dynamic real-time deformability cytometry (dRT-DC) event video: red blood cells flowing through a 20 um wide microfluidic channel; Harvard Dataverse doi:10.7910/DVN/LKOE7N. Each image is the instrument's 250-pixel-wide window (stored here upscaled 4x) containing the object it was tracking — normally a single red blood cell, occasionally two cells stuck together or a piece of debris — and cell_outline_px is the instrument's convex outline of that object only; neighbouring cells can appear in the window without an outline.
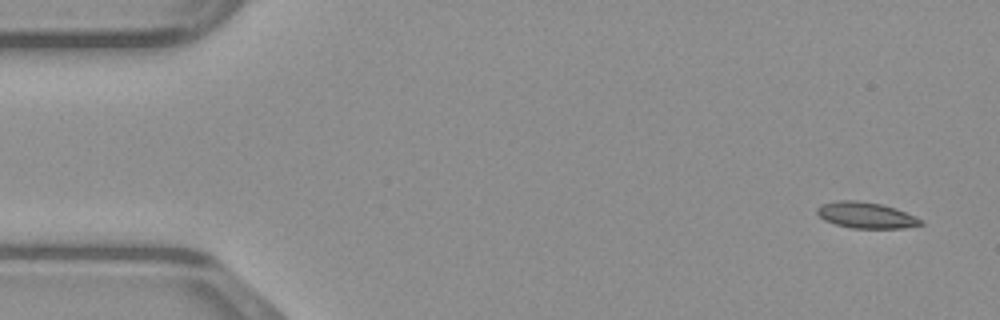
{"species": "common noctule bat (a hibernating species)", "species_latin": "Nyctalus noctula", "temperature_condition": "warm", "stored_images_in_passage": 48, "camera_frame_rate_fps": 3000, "um_per_image_px": 0.085, "animal": {"sex": "male", "body_mass_g": 23.1, "forearm_length_mm": 52.7}, "frame": {"image": 1, "passage_image": 2, "time_ms": 0.333, "image_size_px": [1000, 320], "cell_outline_px": [[924, 224], [904, 228], [852, 228], [836, 224], [824, 220], [816, 212], [816, 208], [820, 204], [836, 200], [856, 200], [880, 204], [896, 208], [916, 216], [924, 220]], "centroid_in_image_um": [73.62, 18.28], "position_along_channel_um": 11.4, "area_um2": 15.9}}
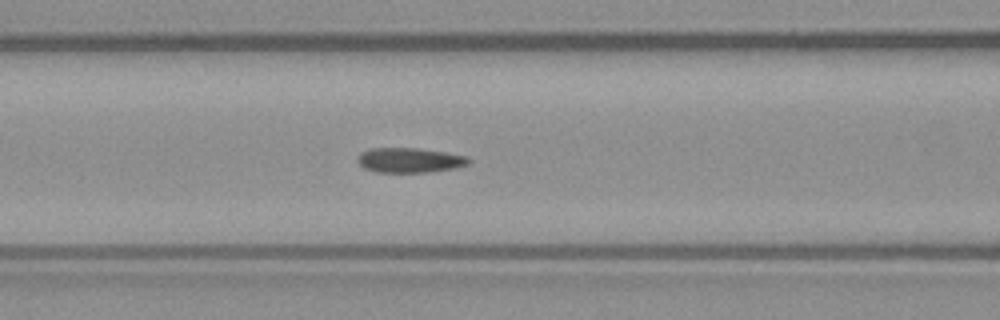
{"frame": {"image": 2, "passage_image": 19, "time_ms": 6.0, "image_size_px": [1000, 320], "cell_outline_px": [[472, 160], [468, 164], [456, 168], [428, 172], [376, 172], [364, 168], [356, 160], [360, 152], [368, 148], [416, 148], [444, 152], [468, 156]], "centroid_in_image_um": [34.81, 13.61], "position_along_channel_um": 131.8, "area_um2": 16.18}}
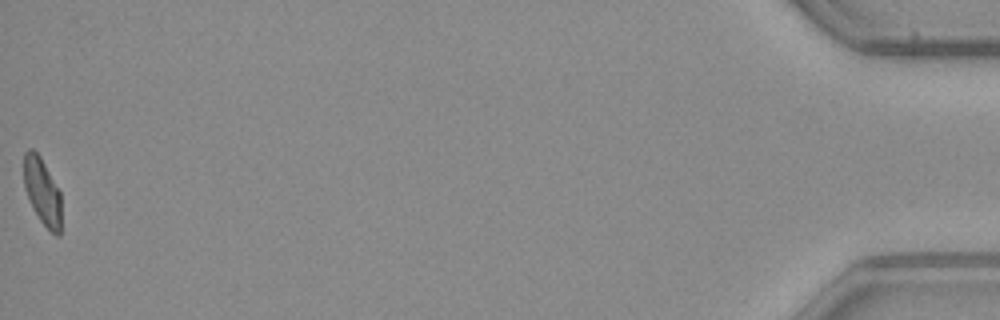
{"frame": {"image": 3, "passage_image": 48, "time_ms": 15.667, "image_size_px": [1000, 320], "cell_outline_px": [[60, 236], [56, 236], [40, 220], [32, 208], [24, 188], [24, 152], [28, 148], [32, 148], [40, 156], [60, 192]], "centroid_in_image_um": [3.57, 16.26], "position_along_channel_um": 431.6, "area_um2": 14.45}}